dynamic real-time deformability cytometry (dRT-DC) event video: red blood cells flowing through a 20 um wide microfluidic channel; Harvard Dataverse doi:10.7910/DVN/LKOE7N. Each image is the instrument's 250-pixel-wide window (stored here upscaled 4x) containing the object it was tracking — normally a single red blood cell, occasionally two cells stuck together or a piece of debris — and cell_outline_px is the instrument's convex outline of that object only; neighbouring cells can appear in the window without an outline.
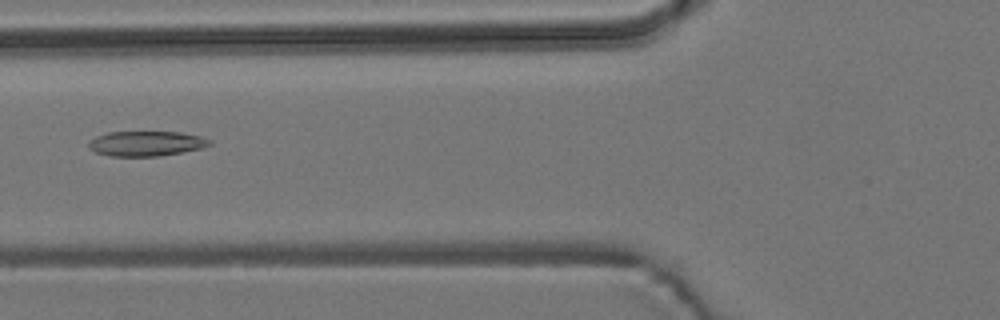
{"species": "common noctule bat (a hibernating species)", "species_latin": "Nyctalus noctula", "temperature_condition": "room temperature", "stored_images_in_passage": 6, "camera_frame_rate_fps": 3000, "um_per_image_px": 0.085, "animal": {"sex": "male", "body_mass_g": 19.2, "forearm_length_mm": 51.8}, "frame": {"image": 1, "passage_image": 5, "time_ms": 4.667, "image_size_px": [1000, 320], "cell_outline_px": [[212, 144], [200, 148], [160, 156], [108, 156], [96, 152], [88, 148], [88, 144], [96, 136], [108, 132], [180, 132], [200, 136], [212, 140]], "centroid_in_image_um": [12.42, 12.2], "position_along_channel_um": 113.4, "area_um2": 17.51}}
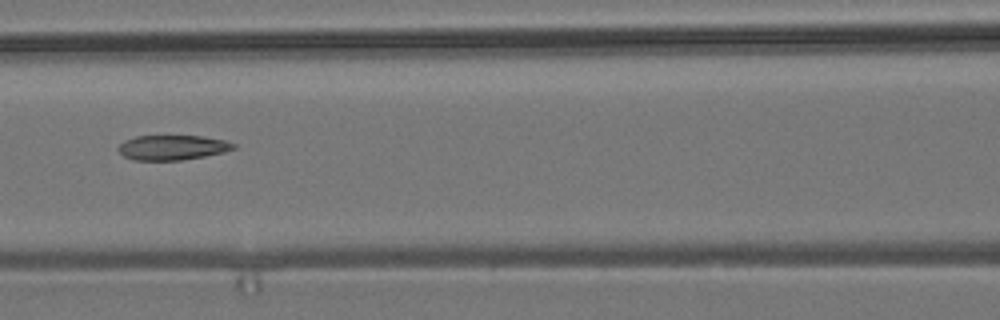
{"frame": {"image": 2, "passage_image": 6, "time_ms": 5.667, "image_size_px": [1000, 320], "cell_outline_px": [[236, 148], [224, 152], [204, 156], [180, 160], [132, 160], [124, 156], [116, 148], [124, 140], [136, 136], [200, 136], [224, 140], [236, 144]], "centroid_in_image_um": [14.63, 12.54], "position_along_channel_um": 152.0, "area_um2": 16.65}}